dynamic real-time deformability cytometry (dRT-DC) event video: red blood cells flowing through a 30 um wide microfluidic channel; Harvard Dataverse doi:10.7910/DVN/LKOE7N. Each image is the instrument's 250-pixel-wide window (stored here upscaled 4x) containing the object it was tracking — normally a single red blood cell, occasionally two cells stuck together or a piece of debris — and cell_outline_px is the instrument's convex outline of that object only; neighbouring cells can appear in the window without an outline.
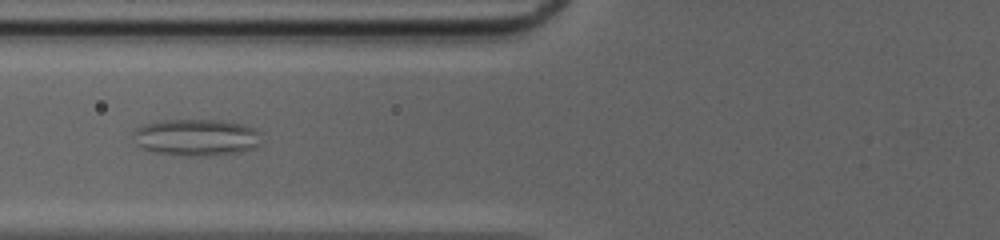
{"species": "common noctule bat (a hibernating species)", "species_latin": "Nyctalus noctula", "temperature_condition": "cold", "stored_images_in_passage": 57, "camera_frame_rate_fps": 3000, "um_per_image_px": 0.085, "animal": {"sex": "female", "body_mass_g": 20.0, "forearm_length_mm": 54.0}, "frame": {"image": 1, "passage_image": 26, "time_ms": 8.333, "image_size_px": [1000, 240], "cell_outline_px": [[256, 144], [252, 148], [236, 152], [196, 156], [188, 156], [156, 152], [144, 148], [136, 144], [132, 132], [136, 128], [144, 124], [160, 120], [220, 120], [244, 124], [252, 128], [256, 132]], "centroid_in_image_um": [16.57, 11.65], "position_along_channel_um": 109.2, "area_um2": 26.76}}
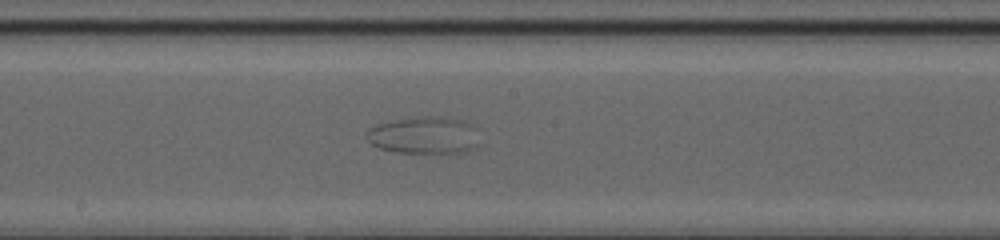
{"frame": {"image": 2, "passage_image": 34, "time_ms": 11.0, "image_size_px": [1000, 240], "cell_outline_px": [[476, 144], [472, 148], [464, 152], [400, 152], [380, 148], [372, 144], [368, 140], [368, 132], [372, 128], [380, 124], [396, 120], [424, 116], [436, 116], [460, 120]], "centroid_in_image_um": [35.89, 11.51], "position_along_channel_um": 212.3, "area_um2": 22.6}}
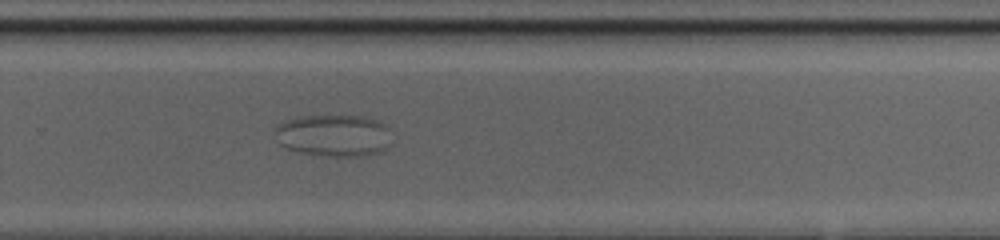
{"frame": {"image": 3, "passage_image": 41, "time_ms": 13.333, "image_size_px": [1000, 240], "cell_outline_px": [[388, 148], [384, 152], [364, 156], [324, 156], [300, 152], [288, 148], [280, 144], [276, 132], [276, 128], [280, 124], [296, 116], [360, 116], [372, 120], [380, 124]], "centroid_in_image_um": [28.27, 11.54], "position_along_channel_um": 301.5, "area_um2": 27.51}}